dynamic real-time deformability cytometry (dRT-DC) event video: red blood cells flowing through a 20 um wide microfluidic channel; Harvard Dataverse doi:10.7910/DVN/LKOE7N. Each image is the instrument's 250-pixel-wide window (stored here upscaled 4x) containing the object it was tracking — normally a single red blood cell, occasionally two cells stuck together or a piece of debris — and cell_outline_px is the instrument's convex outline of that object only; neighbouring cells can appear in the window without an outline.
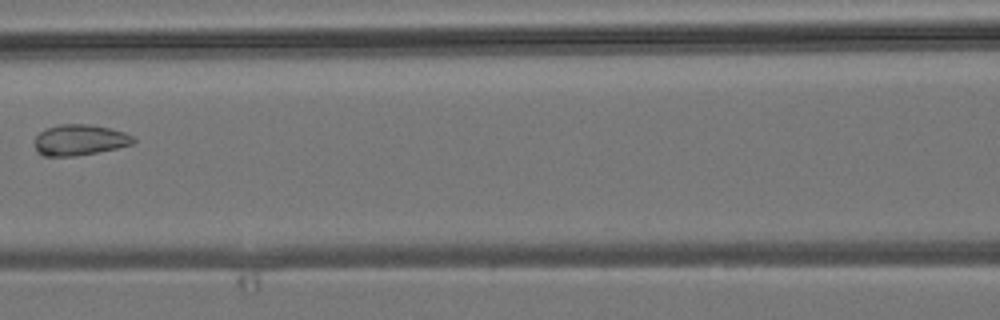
{"species": "common noctule bat (a hibernating species)", "species_latin": "Nyctalus noctula", "temperature_condition": "room temperature", "stored_images_in_passage": 5, "camera_frame_rate_fps": 3000, "um_per_image_px": 0.085, "animal": {"sex": "male", "body_mass_g": 19.2, "forearm_length_mm": 51.8}, "frame": {"image": 1, "passage_image": 5, "time_ms": 4.667, "image_size_px": [1000, 320], "cell_outline_px": [[136, 140], [132, 144], [116, 148], [76, 156], [44, 156], [36, 152], [36, 136], [44, 128], [60, 124], [88, 124], [108, 128], [124, 132], [132, 136]], "centroid_in_image_um": [6.74, 11.89], "position_along_channel_um": 159.9, "area_um2": 17.63}}